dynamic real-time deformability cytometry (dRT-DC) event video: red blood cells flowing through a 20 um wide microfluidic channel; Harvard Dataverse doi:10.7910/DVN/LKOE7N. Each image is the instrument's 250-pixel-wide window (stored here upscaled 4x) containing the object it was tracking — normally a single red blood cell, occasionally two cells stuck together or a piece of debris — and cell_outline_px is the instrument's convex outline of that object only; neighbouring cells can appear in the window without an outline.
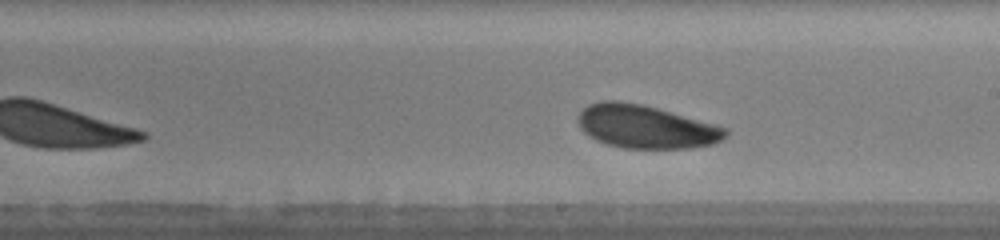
{"species": "human", "species_latin": "Homo sapiens", "temperature_condition": "warm", "stored_images_in_passage": 37, "camera_frame_rate_fps": 3000, "um_per_image_px": 0.085, "donor": {"sex": "male"}, "frame": {"image": 1, "passage_image": 16, "time_ms": 5.0, "image_size_px": [1000, 240], "cell_outline_px": [[728, 132], [720, 140], [712, 144], [688, 148], [624, 148], [608, 144], [596, 140], [584, 132], [580, 128], [576, 120], [576, 116], [588, 104], [600, 100], [616, 100], [644, 104], [728, 128]], "centroid_in_image_um": [54.84, 10.75], "position_along_channel_um": 234.2, "area_um2": 37.17}, "authors_computed_cell_mechanics": {"area_um2": 36.2406, "velocity_mm_per_s": 3.8941, "shape_relaxation_time_tau1_ms": 1.3402, "shape_relaxation_time_tau2_ms": 5.0319, "deformation_change_tau1": 0.079, "deformation_change_tau2": 0.1233}}